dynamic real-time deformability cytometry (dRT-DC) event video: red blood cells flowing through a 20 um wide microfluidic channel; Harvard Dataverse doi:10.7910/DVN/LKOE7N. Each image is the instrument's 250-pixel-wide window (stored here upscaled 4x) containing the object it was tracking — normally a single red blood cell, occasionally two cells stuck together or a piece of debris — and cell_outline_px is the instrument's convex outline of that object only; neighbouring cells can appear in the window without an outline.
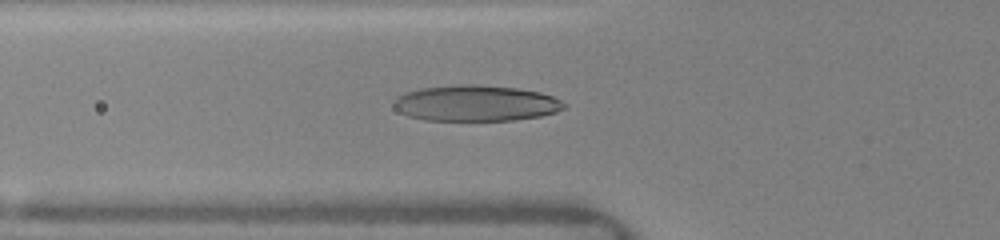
{"species": "human", "species_latin": "Homo sapiens", "temperature_condition": "warm", "stored_images_in_passage": 14, "camera_frame_rate_fps": 3000, "um_per_image_px": 0.085, "donor": {"sex": "female"}, "frame": {"image": 1, "passage_image": 2, "time_ms": 0.333, "image_size_px": [1000, 240], "cell_outline_px": [[568, 104], [564, 108], [556, 112], [540, 116], [512, 120], [424, 120], [408, 116], [392, 108], [392, 100], [396, 96], [420, 88], [468, 84], [516, 88], [540, 92], [552, 96]], "centroid_in_image_um": [40.41, 8.78], "position_along_channel_um": 85.4, "area_um2": 35.6}}
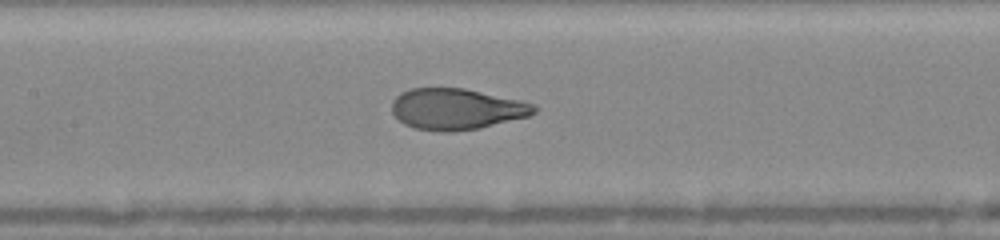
{"frame": {"image": 2, "passage_image": 10, "time_ms": 2.333, "image_size_px": [1000, 240], "cell_outline_px": [[540, 108], [536, 112], [528, 116], [480, 128], [452, 132], [440, 132], [416, 128], [404, 124], [392, 112], [392, 100], [400, 92], [412, 88], [464, 88], [520, 100], [536, 104]], "centroid_in_image_um": [38.82, 9.27], "position_along_channel_um": 168.6, "area_um2": 34.22}}
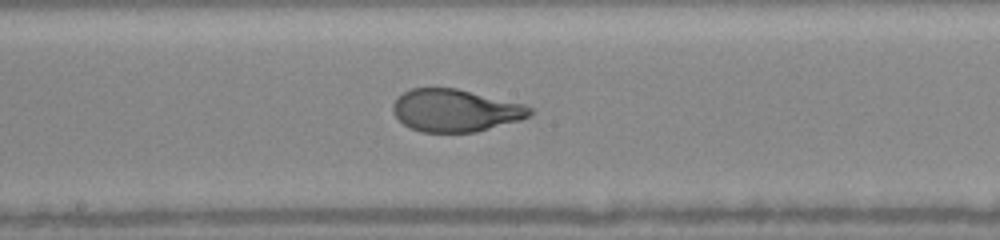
{"frame": {"image": 3, "passage_image": 13, "time_ms": 3.333, "image_size_px": [1000, 240], "cell_outline_px": [[532, 112], [528, 116], [520, 120], [476, 132], [420, 132], [404, 124], [392, 112], [392, 104], [404, 92], [412, 88], [456, 88], [524, 104], [532, 108]], "centroid_in_image_um": [38.7, 9.39], "position_along_channel_um": 209.5, "area_um2": 33.64}}